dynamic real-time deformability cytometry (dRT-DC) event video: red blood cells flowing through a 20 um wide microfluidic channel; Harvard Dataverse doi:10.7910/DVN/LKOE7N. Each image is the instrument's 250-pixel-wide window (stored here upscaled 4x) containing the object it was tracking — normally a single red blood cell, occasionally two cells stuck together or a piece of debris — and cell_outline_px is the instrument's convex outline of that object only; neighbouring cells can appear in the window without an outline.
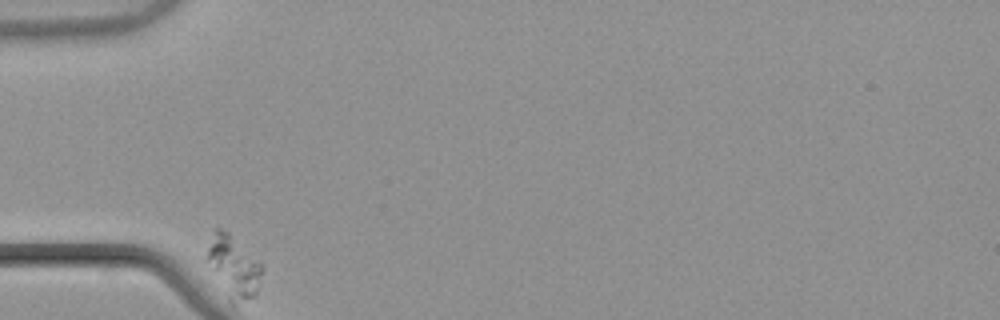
{"species": "common noctule bat (a hibernating species)", "species_latin": "Nyctalus noctula", "temperature_condition": "warm", "stored_images_in_passage": 30, "camera_frame_rate_fps": 3000, "um_per_image_px": 0.085, "animal": {"sex": "male", "body_mass_g": 21.5, "forearm_length_mm": 52.0}, "frame": {"image": 1, "passage_image": 1, "time_ms": 0.0, "image_size_px": [1000, 320], "cell_outline_px": [[264, 268], [256, 296], [232, 304], [228, 300], [208, 260], [208, 248], [216, 228], [220, 228], [228, 232]], "centroid_in_image_um": [19.89, 22.71], "position_along_channel_um": 65.1, "area_um2": 18.84}}
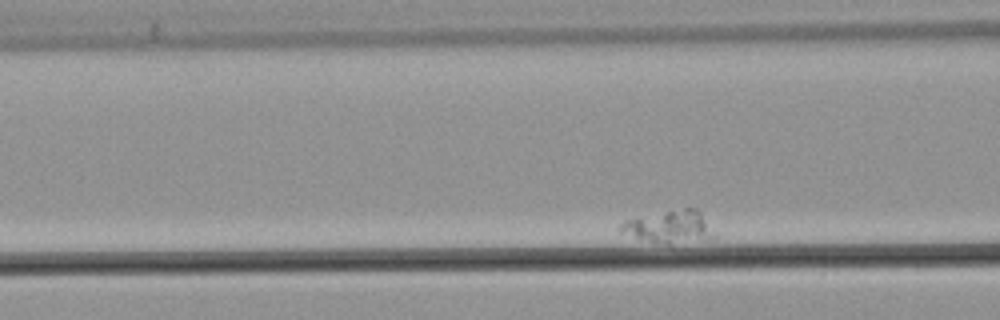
{"frame": {"image": 2, "passage_image": 7, "time_ms": 2.0, "image_size_px": [1000, 320], "cell_outline_px": [[716, 236], [668, 240], [652, 240], [620, 232], [620, 224], [624, 220], [636, 216], [684, 208], [696, 208], [700, 212]], "centroid_in_image_um": [56.82, 19.16], "position_along_channel_um": 109.8, "area_um2": 16.01}}
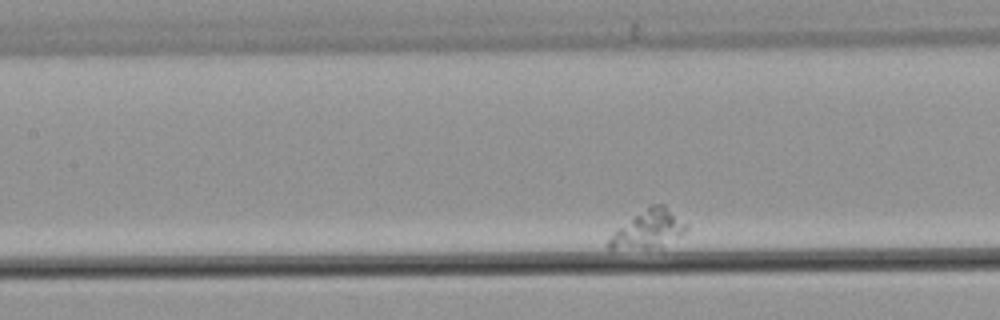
{"frame": {"image": 3, "passage_image": 12, "time_ms": 3.667, "image_size_px": [1000, 320], "cell_outline_px": [[688, 228], [684, 232], [660, 248], [608, 248], [608, 240], [620, 228], [652, 204], [664, 204], [688, 224]], "centroid_in_image_um": [55.2, 19.49], "position_along_channel_um": 152.2, "area_um2": 16.42}}